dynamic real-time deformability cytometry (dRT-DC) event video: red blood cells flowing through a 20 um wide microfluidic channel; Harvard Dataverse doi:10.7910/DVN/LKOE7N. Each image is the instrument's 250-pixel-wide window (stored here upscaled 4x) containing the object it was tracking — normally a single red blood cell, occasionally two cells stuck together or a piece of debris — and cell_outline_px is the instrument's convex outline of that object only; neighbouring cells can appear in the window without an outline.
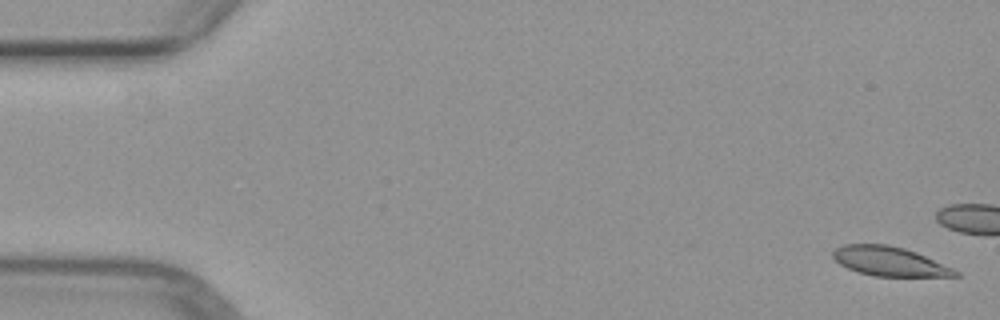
{"species": "common noctule bat (a hibernating species)", "species_latin": "Nyctalus noctula", "temperature_condition": "warm", "stored_images_in_passage": 5, "camera_frame_rate_fps": 3000, "um_per_image_px": 0.085, "animal": {"sex": "female", "body_mass_g": 29.2, "forearm_length_mm": 56.3}, "frame": {"image": 1, "passage_image": 1, "time_ms": 0.0, "image_size_px": [1000, 320], "cell_outline_px": [[960, 276], [872, 276], [856, 272], [840, 264], [832, 256], [832, 252], [836, 248], [844, 244], [888, 244], [904, 248], [916, 252], [952, 268], [960, 272]], "centroid_in_image_um": [75.58, 22.21], "position_along_channel_um": 9.4, "area_um2": 20.81}}
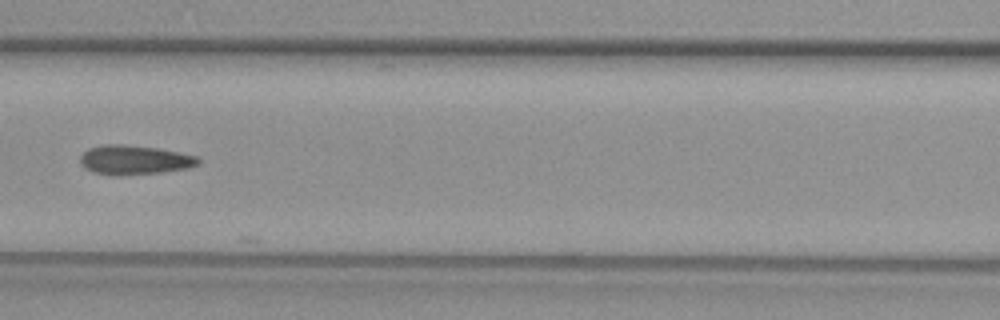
{"frame": {"image": 2, "passage_image": 5, "time_ms": 8.333, "image_size_px": [1000, 320], "cell_outline_px": [[200, 164], [188, 168], [160, 172], [112, 176], [92, 172], [84, 168], [80, 164], [80, 156], [88, 148], [104, 144], [124, 144], [156, 148], [180, 152], [196, 156], [200, 160]], "centroid_in_image_um": [11.39, 13.59], "position_along_channel_um": 155.2, "area_um2": 20.29}}